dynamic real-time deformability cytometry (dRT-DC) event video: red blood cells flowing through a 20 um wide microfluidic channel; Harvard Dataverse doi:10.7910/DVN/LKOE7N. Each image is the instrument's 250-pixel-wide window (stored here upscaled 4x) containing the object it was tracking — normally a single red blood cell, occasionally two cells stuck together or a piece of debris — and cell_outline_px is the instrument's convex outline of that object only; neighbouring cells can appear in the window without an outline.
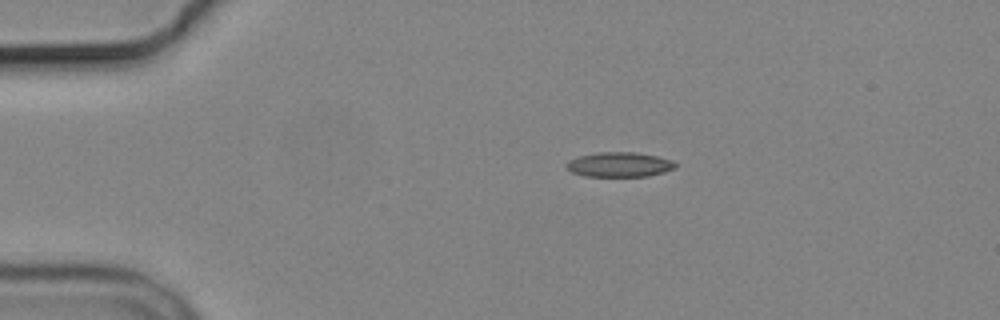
{"species": "common noctule bat (a hibernating species)", "species_latin": "Nyctalus noctula", "temperature_condition": "cold", "stored_images_in_passage": 11, "camera_frame_rate_fps": 3000, "um_per_image_px": 0.085, "animal": {"sex": "male", "body_mass_g": 19.2, "forearm_length_mm": 51.8}, "frame": {"image": 1, "passage_image": 1, "time_ms": 0.0, "image_size_px": [1000, 320], "cell_outline_px": [[676, 168], [664, 172], [648, 176], [584, 176], [572, 172], [564, 168], [564, 164], [568, 160], [580, 156], [600, 152], [636, 152], [656, 156], [672, 160], [676, 164]], "centroid_in_image_um": [52.62, 13.99], "position_along_channel_um": 32.4, "area_um2": 15.78}}
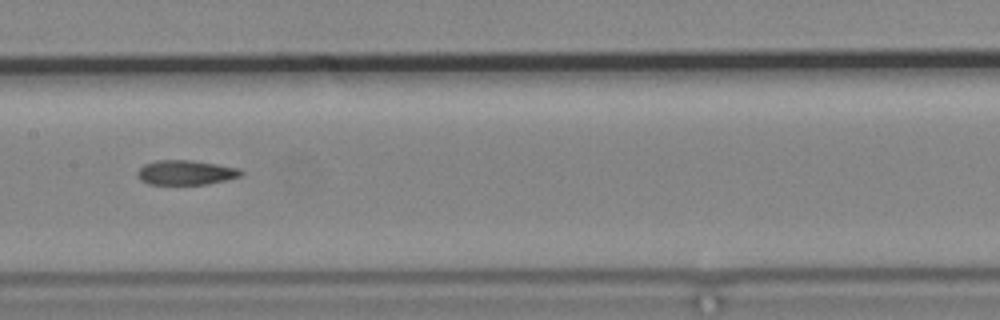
{"frame": {"image": 2, "passage_image": 5, "time_ms": 5.667, "image_size_px": [1000, 320], "cell_outline_px": [[244, 172], [240, 176], [224, 180], [204, 184], [148, 184], [140, 180], [136, 176], [136, 172], [144, 164], [156, 160], [192, 160], [240, 168]], "centroid_in_image_um": [15.75, 14.66], "position_along_channel_um": 191.6, "area_um2": 14.85}}
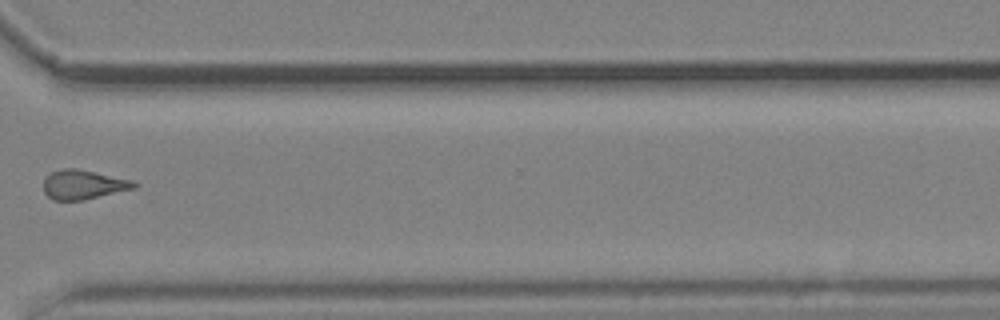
{"frame": {"image": 3, "passage_image": 9, "time_ms": 10.333, "image_size_px": [1000, 320], "cell_outline_px": [[140, 184], [136, 188], [84, 200], [52, 200], [44, 192], [44, 176], [52, 172], [64, 168], [76, 168], [132, 180]], "centroid_in_image_um": [7.09, 15.69], "position_along_channel_um": 363.5, "area_um2": 15.55}}